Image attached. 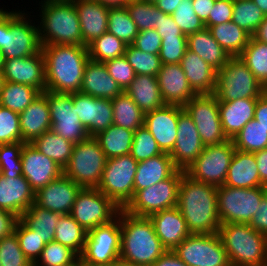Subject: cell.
Masks as SVG:
<instances>
[{
	"instance_id": "1",
	"label": "cell",
	"mask_w": 267,
	"mask_h": 266,
	"mask_svg": "<svg viewBox=\"0 0 267 266\" xmlns=\"http://www.w3.org/2000/svg\"><path fill=\"white\" fill-rule=\"evenodd\" d=\"M177 208L191 234L219 232L217 186L197 181L184 172L178 189Z\"/></svg>"
},
{
	"instance_id": "2",
	"label": "cell",
	"mask_w": 267,
	"mask_h": 266,
	"mask_svg": "<svg viewBox=\"0 0 267 266\" xmlns=\"http://www.w3.org/2000/svg\"><path fill=\"white\" fill-rule=\"evenodd\" d=\"M46 90L57 93L80 92L88 47L83 45H44Z\"/></svg>"
},
{
	"instance_id": "3",
	"label": "cell",
	"mask_w": 267,
	"mask_h": 266,
	"mask_svg": "<svg viewBox=\"0 0 267 266\" xmlns=\"http://www.w3.org/2000/svg\"><path fill=\"white\" fill-rule=\"evenodd\" d=\"M120 259L132 266H151L167 249L155 233L149 217L128 214L120 209Z\"/></svg>"
},
{
	"instance_id": "4",
	"label": "cell",
	"mask_w": 267,
	"mask_h": 266,
	"mask_svg": "<svg viewBox=\"0 0 267 266\" xmlns=\"http://www.w3.org/2000/svg\"><path fill=\"white\" fill-rule=\"evenodd\" d=\"M40 25L41 45H82L81 26L72 0H43Z\"/></svg>"
},
{
	"instance_id": "5",
	"label": "cell",
	"mask_w": 267,
	"mask_h": 266,
	"mask_svg": "<svg viewBox=\"0 0 267 266\" xmlns=\"http://www.w3.org/2000/svg\"><path fill=\"white\" fill-rule=\"evenodd\" d=\"M218 234L232 266H267V236L249 224H221Z\"/></svg>"
},
{
	"instance_id": "6",
	"label": "cell",
	"mask_w": 267,
	"mask_h": 266,
	"mask_svg": "<svg viewBox=\"0 0 267 266\" xmlns=\"http://www.w3.org/2000/svg\"><path fill=\"white\" fill-rule=\"evenodd\" d=\"M24 11L0 12V50L4 59L27 57L42 50L38 26Z\"/></svg>"
},
{
	"instance_id": "7",
	"label": "cell",
	"mask_w": 267,
	"mask_h": 266,
	"mask_svg": "<svg viewBox=\"0 0 267 266\" xmlns=\"http://www.w3.org/2000/svg\"><path fill=\"white\" fill-rule=\"evenodd\" d=\"M265 91L263 85L237 56L230 57L217 71L213 95L219 102H228L237 98L258 99Z\"/></svg>"
},
{
	"instance_id": "8",
	"label": "cell",
	"mask_w": 267,
	"mask_h": 266,
	"mask_svg": "<svg viewBox=\"0 0 267 266\" xmlns=\"http://www.w3.org/2000/svg\"><path fill=\"white\" fill-rule=\"evenodd\" d=\"M107 158L94 137L74 144L63 175L82 188H97L101 182Z\"/></svg>"
},
{
	"instance_id": "9",
	"label": "cell",
	"mask_w": 267,
	"mask_h": 266,
	"mask_svg": "<svg viewBox=\"0 0 267 266\" xmlns=\"http://www.w3.org/2000/svg\"><path fill=\"white\" fill-rule=\"evenodd\" d=\"M138 162L130 155L109 158L97 189L117 207L124 209L134 196Z\"/></svg>"
},
{
	"instance_id": "10",
	"label": "cell",
	"mask_w": 267,
	"mask_h": 266,
	"mask_svg": "<svg viewBox=\"0 0 267 266\" xmlns=\"http://www.w3.org/2000/svg\"><path fill=\"white\" fill-rule=\"evenodd\" d=\"M267 187H217V205L221 224H249L260 205Z\"/></svg>"
},
{
	"instance_id": "11",
	"label": "cell",
	"mask_w": 267,
	"mask_h": 266,
	"mask_svg": "<svg viewBox=\"0 0 267 266\" xmlns=\"http://www.w3.org/2000/svg\"><path fill=\"white\" fill-rule=\"evenodd\" d=\"M184 172L178 169L171 177L138 190L123 210L134 216L149 217L153 213L177 207L178 189Z\"/></svg>"
},
{
	"instance_id": "12",
	"label": "cell",
	"mask_w": 267,
	"mask_h": 266,
	"mask_svg": "<svg viewBox=\"0 0 267 266\" xmlns=\"http://www.w3.org/2000/svg\"><path fill=\"white\" fill-rule=\"evenodd\" d=\"M121 229L120 219L87 231L80 263L85 266H105L120 259Z\"/></svg>"
},
{
	"instance_id": "13",
	"label": "cell",
	"mask_w": 267,
	"mask_h": 266,
	"mask_svg": "<svg viewBox=\"0 0 267 266\" xmlns=\"http://www.w3.org/2000/svg\"><path fill=\"white\" fill-rule=\"evenodd\" d=\"M172 251L187 266H232L218 233L191 234Z\"/></svg>"
},
{
	"instance_id": "14",
	"label": "cell",
	"mask_w": 267,
	"mask_h": 266,
	"mask_svg": "<svg viewBox=\"0 0 267 266\" xmlns=\"http://www.w3.org/2000/svg\"><path fill=\"white\" fill-rule=\"evenodd\" d=\"M235 147L232 140L220 144L207 145L200 156L185 170L191 178L222 186L226 181L227 171L234 156Z\"/></svg>"
},
{
	"instance_id": "15",
	"label": "cell",
	"mask_w": 267,
	"mask_h": 266,
	"mask_svg": "<svg viewBox=\"0 0 267 266\" xmlns=\"http://www.w3.org/2000/svg\"><path fill=\"white\" fill-rule=\"evenodd\" d=\"M120 208L97 188H81L70 215L86 230L110 223Z\"/></svg>"
},
{
	"instance_id": "16",
	"label": "cell",
	"mask_w": 267,
	"mask_h": 266,
	"mask_svg": "<svg viewBox=\"0 0 267 266\" xmlns=\"http://www.w3.org/2000/svg\"><path fill=\"white\" fill-rule=\"evenodd\" d=\"M50 110L51 130L66 140L77 144L86 140L89 133L80 122L73 105V93H57L45 90Z\"/></svg>"
},
{
	"instance_id": "17",
	"label": "cell",
	"mask_w": 267,
	"mask_h": 266,
	"mask_svg": "<svg viewBox=\"0 0 267 266\" xmlns=\"http://www.w3.org/2000/svg\"><path fill=\"white\" fill-rule=\"evenodd\" d=\"M183 108L192 117L205 146L229 140L221 125L219 100L213 94L195 95Z\"/></svg>"
},
{
	"instance_id": "18",
	"label": "cell",
	"mask_w": 267,
	"mask_h": 266,
	"mask_svg": "<svg viewBox=\"0 0 267 266\" xmlns=\"http://www.w3.org/2000/svg\"><path fill=\"white\" fill-rule=\"evenodd\" d=\"M204 146L192 117L179 106L177 138L169 154L174 165L185 171L200 156Z\"/></svg>"
},
{
	"instance_id": "19",
	"label": "cell",
	"mask_w": 267,
	"mask_h": 266,
	"mask_svg": "<svg viewBox=\"0 0 267 266\" xmlns=\"http://www.w3.org/2000/svg\"><path fill=\"white\" fill-rule=\"evenodd\" d=\"M21 162L22 175L35 193L63 174V168L38 151L32 143L24 144L21 151Z\"/></svg>"
},
{
	"instance_id": "20",
	"label": "cell",
	"mask_w": 267,
	"mask_h": 266,
	"mask_svg": "<svg viewBox=\"0 0 267 266\" xmlns=\"http://www.w3.org/2000/svg\"><path fill=\"white\" fill-rule=\"evenodd\" d=\"M3 80L27 84L41 93L46 90L45 59L42 50L39 53L5 60Z\"/></svg>"
},
{
	"instance_id": "21",
	"label": "cell",
	"mask_w": 267,
	"mask_h": 266,
	"mask_svg": "<svg viewBox=\"0 0 267 266\" xmlns=\"http://www.w3.org/2000/svg\"><path fill=\"white\" fill-rule=\"evenodd\" d=\"M179 105H169L145 113L144 126L150 131L163 153L170 154L177 138Z\"/></svg>"
},
{
	"instance_id": "22",
	"label": "cell",
	"mask_w": 267,
	"mask_h": 266,
	"mask_svg": "<svg viewBox=\"0 0 267 266\" xmlns=\"http://www.w3.org/2000/svg\"><path fill=\"white\" fill-rule=\"evenodd\" d=\"M82 187L63 174L35 193V204L43 209L70 214Z\"/></svg>"
},
{
	"instance_id": "23",
	"label": "cell",
	"mask_w": 267,
	"mask_h": 266,
	"mask_svg": "<svg viewBox=\"0 0 267 266\" xmlns=\"http://www.w3.org/2000/svg\"><path fill=\"white\" fill-rule=\"evenodd\" d=\"M157 80L165 104L184 107L195 95L180 64H162Z\"/></svg>"
},
{
	"instance_id": "24",
	"label": "cell",
	"mask_w": 267,
	"mask_h": 266,
	"mask_svg": "<svg viewBox=\"0 0 267 266\" xmlns=\"http://www.w3.org/2000/svg\"><path fill=\"white\" fill-rule=\"evenodd\" d=\"M35 202V192L21 175L14 178L0 174V209L15 214L18 218Z\"/></svg>"
},
{
	"instance_id": "25",
	"label": "cell",
	"mask_w": 267,
	"mask_h": 266,
	"mask_svg": "<svg viewBox=\"0 0 267 266\" xmlns=\"http://www.w3.org/2000/svg\"><path fill=\"white\" fill-rule=\"evenodd\" d=\"M155 233L167 250H174L186 237L191 235L181 211L171 208L149 216Z\"/></svg>"
},
{
	"instance_id": "26",
	"label": "cell",
	"mask_w": 267,
	"mask_h": 266,
	"mask_svg": "<svg viewBox=\"0 0 267 266\" xmlns=\"http://www.w3.org/2000/svg\"><path fill=\"white\" fill-rule=\"evenodd\" d=\"M78 14L82 45L88 46L107 32L109 8L93 0H72Z\"/></svg>"
},
{
	"instance_id": "27",
	"label": "cell",
	"mask_w": 267,
	"mask_h": 266,
	"mask_svg": "<svg viewBox=\"0 0 267 266\" xmlns=\"http://www.w3.org/2000/svg\"><path fill=\"white\" fill-rule=\"evenodd\" d=\"M123 90L110 76L103 62L89 59L84 70L80 93L112 100Z\"/></svg>"
},
{
	"instance_id": "28",
	"label": "cell",
	"mask_w": 267,
	"mask_h": 266,
	"mask_svg": "<svg viewBox=\"0 0 267 266\" xmlns=\"http://www.w3.org/2000/svg\"><path fill=\"white\" fill-rule=\"evenodd\" d=\"M21 142L32 143L43 133L51 130L50 110L47 97L41 93L21 113H19Z\"/></svg>"
},
{
	"instance_id": "29",
	"label": "cell",
	"mask_w": 267,
	"mask_h": 266,
	"mask_svg": "<svg viewBox=\"0 0 267 266\" xmlns=\"http://www.w3.org/2000/svg\"><path fill=\"white\" fill-rule=\"evenodd\" d=\"M257 99H234L219 102L221 125L226 137L232 140L254 118Z\"/></svg>"
},
{
	"instance_id": "30",
	"label": "cell",
	"mask_w": 267,
	"mask_h": 266,
	"mask_svg": "<svg viewBox=\"0 0 267 266\" xmlns=\"http://www.w3.org/2000/svg\"><path fill=\"white\" fill-rule=\"evenodd\" d=\"M180 65L185 76L197 94H213L217 71L206 63L198 54L187 49Z\"/></svg>"
},
{
	"instance_id": "31",
	"label": "cell",
	"mask_w": 267,
	"mask_h": 266,
	"mask_svg": "<svg viewBox=\"0 0 267 266\" xmlns=\"http://www.w3.org/2000/svg\"><path fill=\"white\" fill-rule=\"evenodd\" d=\"M224 185L237 188L265 187L260 182L254 153L235 149Z\"/></svg>"
},
{
	"instance_id": "32",
	"label": "cell",
	"mask_w": 267,
	"mask_h": 266,
	"mask_svg": "<svg viewBox=\"0 0 267 266\" xmlns=\"http://www.w3.org/2000/svg\"><path fill=\"white\" fill-rule=\"evenodd\" d=\"M178 168L168 153L159 154L138 162L134 177V194L141 189L150 187L171 177Z\"/></svg>"
},
{
	"instance_id": "33",
	"label": "cell",
	"mask_w": 267,
	"mask_h": 266,
	"mask_svg": "<svg viewBox=\"0 0 267 266\" xmlns=\"http://www.w3.org/2000/svg\"><path fill=\"white\" fill-rule=\"evenodd\" d=\"M187 45L188 50L198 54L216 71H219L230 58L213 38L208 28L187 35Z\"/></svg>"
},
{
	"instance_id": "34",
	"label": "cell",
	"mask_w": 267,
	"mask_h": 266,
	"mask_svg": "<svg viewBox=\"0 0 267 266\" xmlns=\"http://www.w3.org/2000/svg\"><path fill=\"white\" fill-rule=\"evenodd\" d=\"M125 92L145 113L165 105L157 80V76L136 75L134 80L125 89Z\"/></svg>"
},
{
	"instance_id": "35",
	"label": "cell",
	"mask_w": 267,
	"mask_h": 266,
	"mask_svg": "<svg viewBox=\"0 0 267 266\" xmlns=\"http://www.w3.org/2000/svg\"><path fill=\"white\" fill-rule=\"evenodd\" d=\"M213 38L230 57L239 56L251 38V35L233 21L209 26Z\"/></svg>"
},
{
	"instance_id": "36",
	"label": "cell",
	"mask_w": 267,
	"mask_h": 266,
	"mask_svg": "<svg viewBox=\"0 0 267 266\" xmlns=\"http://www.w3.org/2000/svg\"><path fill=\"white\" fill-rule=\"evenodd\" d=\"M134 132L112 124L94 136L107 159L130 154Z\"/></svg>"
},
{
	"instance_id": "37",
	"label": "cell",
	"mask_w": 267,
	"mask_h": 266,
	"mask_svg": "<svg viewBox=\"0 0 267 266\" xmlns=\"http://www.w3.org/2000/svg\"><path fill=\"white\" fill-rule=\"evenodd\" d=\"M61 213L53 212L35 203L25 211L20 219L43 239L45 244L54 240L55 228L61 217Z\"/></svg>"
},
{
	"instance_id": "38",
	"label": "cell",
	"mask_w": 267,
	"mask_h": 266,
	"mask_svg": "<svg viewBox=\"0 0 267 266\" xmlns=\"http://www.w3.org/2000/svg\"><path fill=\"white\" fill-rule=\"evenodd\" d=\"M111 102L113 106L114 125L132 131H136L144 125V112L125 91L113 98Z\"/></svg>"
},
{
	"instance_id": "39",
	"label": "cell",
	"mask_w": 267,
	"mask_h": 266,
	"mask_svg": "<svg viewBox=\"0 0 267 266\" xmlns=\"http://www.w3.org/2000/svg\"><path fill=\"white\" fill-rule=\"evenodd\" d=\"M41 92L27 84L4 81L0 89V105L14 112H23Z\"/></svg>"
},
{
	"instance_id": "40",
	"label": "cell",
	"mask_w": 267,
	"mask_h": 266,
	"mask_svg": "<svg viewBox=\"0 0 267 266\" xmlns=\"http://www.w3.org/2000/svg\"><path fill=\"white\" fill-rule=\"evenodd\" d=\"M32 145L42 154L54 160L61 168L70 160L74 146L72 142L52 130H48L36 138Z\"/></svg>"
},
{
	"instance_id": "41",
	"label": "cell",
	"mask_w": 267,
	"mask_h": 266,
	"mask_svg": "<svg viewBox=\"0 0 267 266\" xmlns=\"http://www.w3.org/2000/svg\"><path fill=\"white\" fill-rule=\"evenodd\" d=\"M87 231L70 215H61L56 228L54 241L61 243L79 256L83 253Z\"/></svg>"
},
{
	"instance_id": "42",
	"label": "cell",
	"mask_w": 267,
	"mask_h": 266,
	"mask_svg": "<svg viewBox=\"0 0 267 266\" xmlns=\"http://www.w3.org/2000/svg\"><path fill=\"white\" fill-rule=\"evenodd\" d=\"M239 57L267 90V44L251 36Z\"/></svg>"
},
{
	"instance_id": "43",
	"label": "cell",
	"mask_w": 267,
	"mask_h": 266,
	"mask_svg": "<svg viewBox=\"0 0 267 266\" xmlns=\"http://www.w3.org/2000/svg\"><path fill=\"white\" fill-rule=\"evenodd\" d=\"M236 150L255 153L267 148V132L254 118L232 139Z\"/></svg>"
},
{
	"instance_id": "44",
	"label": "cell",
	"mask_w": 267,
	"mask_h": 266,
	"mask_svg": "<svg viewBox=\"0 0 267 266\" xmlns=\"http://www.w3.org/2000/svg\"><path fill=\"white\" fill-rule=\"evenodd\" d=\"M107 32L115 35L126 45L133 44L139 30L132 20L126 6L109 9Z\"/></svg>"
},
{
	"instance_id": "45",
	"label": "cell",
	"mask_w": 267,
	"mask_h": 266,
	"mask_svg": "<svg viewBox=\"0 0 267 266\" xmlns=\"http://www.w3.org/2000/svg\"><path fill=\"white\" fill-rule=\"evenodd\" d=\"M89 58L97 62H106L125 54L127 45L108 32L96 38L88 46Z\"/></svg>"
},
{
	"instance_id": "46",
	"label": "cell",
	"mask_w": 267,
	"mask_h": 266,
	"mask_svg": "<svg viewBox=\"0 0 267 266\" xmlns=\"http://www.w3.org/2000/svg\"><path fill=\"white\" fill-rule=\"evenodd\" d=\"M80 256L57 241L45 245L33 266H77Z\"/></svg>"
},
{
	"instance_id": "47",
	"label": "cell",
	"mask_w": 267,
	"mask_h": 266,
	"mask_svg": "<svg viewBox=\"0 0 267 266\" xmlns=\"http://www.w3.org/2000/svg\"><path fill=\"white\" fill-rule=\"evenodd\" d=\"M265 18L252 0H234L232 21L251 36Z\"/></svg>"
},
{
	"instance_id": "48",
	"label": "cell",
	"mask_w": 267,
	"mask_h": 266,
	"mask_svg": "<svg viewBox=\"0 0 267 266\" xmlns=\"http://www.w3.org/2000/svg\"><path fill=\"white\" fill-rule=\"evenodd\" d=\"M126 8L139 31L158 28L162 11L156 7L154 2L130 0Z\"/></svg>"
},
{
	"instance_id": "49",
	"label": "cell",
	"mask_w": 267,
	"mask_h": 266,
	"mask_svg": "<svg viewBox=\"0 0 267 266\" xmlns=\"http://www.w3.org/2000/svg\"><path fill=\"white\" fill-rule=\"evenodd\" d=\"M124 56L134 69L136 75L157 76L162 62L158 54H150L139 50L132 44L127 45Z\"/></svg>"
},
{
	"instance_id": "50",
	"label": "cell",
	"mask_w": 267,
	"mask_h": 266,
	"mask_svg": "<svg viewBox=\"0 0 267 266\" xmlns=\"http://www.w3.org/2000/svg\"><path fill=\"white\" fill-rule=\"evenodd\" d=\"M14 233L22 252L34 264L46 245L43 239L37 234V231L30 229L20 218L15 225Z\"/></svg>"
},
{
	"instance_id": "51",
	"label": "cell",
	"mask_w": 267,
	"mask_h": 266,
	"mask_svg": "<svg viewBox=\"0 0 267 266\" xmlns=\"http://www.w3.org/2000/svg\"><path fill=\"white\" fill-rule=\"evenodd\" d=\"M25 142L0 144V174L4 177L22 175L21 151Z\"/></svg>"
},
{
	"instance_id": "52",
	"label": "cell",
	"mask_w": 267,
	"mask_h": 266,
	"mask_svg": "<svg viewBox=\"0 0 267 266\" xmlns=\"http://www.w3.org/2000/svg\"><path fill=\"white\" fill-rule=\"evenodd\" d=\"M163 154L157 141L150 131L143 125L134 132V139L130 155L137 161H144L151 157Z\"/></svg>"
},
{
	"instance_id": "53",
	"label": "cell",
	"mask_w": 267,
	"mask_h": 266,
	"mask_svg": "<svg viewBox=\"0 0 267 266\" xmlns=\"http://www.w3.org/2000/svg\"><path fill=\"white\" fill-rule=\"evenodd\" d=\"M172 17L185 35L196 33L205 28V24L199 19L193 9L192 0H180Z\"/></svg>"
},
{
	"instance_id": "54",
	"label": "cell",
	"mask_w": 267,
	"mask_h": 266,
	"mask_svg": "<svg viewBox=\"0 0 267 266\" xmlns=\"http://www.w3.org/2000/svg\"><path fill=\"white\" fill-rule=\"evenodd\" d=\"M1 266H33L22 252L15 233L0 240Z\"/></svg>"
},
{
	"instance_id": "55",
	"label": "cell",
	"mask_w": 267,
	"mask_h": 266,
	"mask_svg": "<svg viewBox=\"0 0 267 266\" xmlns=\"http://www.w3.org/2000/svg\"><path fill=\"white\" fill-rule=\"evenodd\" d=\"M113 117L111 100L93 97L89 137H94L111 126L113 124Z\"/></svg>"
},
{
	"instance_id": "56",
	"label": "cell",
	"mask_w": 267,
	"mask_h": 266,
	"mask_svg": "<svg viewBox=\"0 0 267 266\" xmlns=\"http://www.w3.org/2000/svg\"><path fill=\"white\" fill-rule=\"evenodd\" d=\"M21 142L19 113L0 105V144Z\"/></svg>"
},
{
	"instance_id": "57",
	"label": "cell",
	"mask_w": 267,
	"mask_h": 266,
	"mask_svg": "<svg viewBox=\"0 0 267 266\" xmlns=\"http://www.w3.org/2000/svg\"><path fill=\"white\" fill-rule=\"evenodd\" d=\"M187 49V37L162 38L159 53L162 64H180Z\"/></svg>"
},
{
	"instance_id": "58",
	"label": "cell",
	"mask_w": 267,
	"mask_h": 266,
	"mask_svg": "<svg viewBox=\"0 0 267 266\" xmlns=\"http://www.w3.org/2000/svg\"><path fill=\"white\" fill-rule=\"evenodd\" d=\"M110 76L118 83L123 91L136 77L134 69L128 63L127 58L121 57L104 62Z\"/></svg>"
},
{
	"instance_id": "59",
	"label": "cell",
	"mask_w": 267,
	"mask_h": 266,
	"mask_svg": "<svg viewBox=\"0 0 267 266\" xmlns=\"http://www.w3.org/2000/svg\"><path fill=\"white\" fill-rule=\"evenodd\" d=\"M161 43L162 38L156 29H150L139 31L132 45L143 52L159 55Z\"/></svg>"
},
{
	"instance_id": "60",
	"label": "cell",
	"mask_w": 267,
	"mask_h": 266,
	"mask_svg": "<svg viewBox=\"0 0 267 266\" xmlns=\"http://www.w3.org/2000/svg\"><path fill=\"white\" fill-rule=\"evenodd\" d=\"M234 0H215L205 28L232 21Z\"/></svg>"
},
{
	"instance_id": "61",
	"label": "cell",
	"mask_w": 267,
	"mask_h": 266,
	"mask_svg": "<svg viewBox=\"0 0 267 266\" xmlns=\"http://www.w3.org/2000/svg\"><path fill=\"white\" fill-rule=\"evenodd\" d=\"M93 96L85 95L80 92L73 93V105L80 122L91 132V112H92Z\"/></svg>"
},
{
	"instance_id": "62",
	"label": "cell",
	"mask_w": 267,
	"mask_h": 266,
	"mask_svg": "<svg viewBox=\"0 0 267 266\" xmlns=\"http://www.w3.org/2000/svg\"><path fill=\"white\" fill-rule=\"evenodd\" d=\"M157 33L161 38H171V37H187L183 34L179 26L175 23L172 15H168L162 12L160 20L158 21V28H156Z\"/></svg>"
},
{
	"instance_id": "63",
	"label": "cell",
	"mask_w": 267,
	"mask_h": 266,
	"mask_svg": "<svg viewBox=\"0 0 267 266\" xmlns=\"http://www.w3.org/2000/svg\"><path fill=\"white\" fill-rule=\"evenodd\" d=\"M249 225L256 231L267 236V193L263 196Z\"/></svg>"
},
{
	"instance_id": "64",
	"label": "cell",
	"mask_w": 267,
	"mask_h": 266,
	"mask_svg": "<svg viewBox=\"0 0 267 266\" xmlns=\"http://www.w3.org/2000/svg\"><path fill=\"white\" fill-rule=\"evenodd\" d=\"M18 219L15 214L0 209V240L14 233Z\"/></svg>"
},
{
	"instance_id": "65",
	"label": "cell",
	"mask_w": 267,
	"mask_h": 266,
	"mask_svg": "<svg viewBox=\"0 0 267 266\" xmlns=\"http://www.w3.org/2000/svg\"><path fill=\"white\" fill-rule=\"evenodd\" d=\"M254 119L267 132V90L257 99Z\"/></svg>"
},
{
	"instance_id": "66",
	"label": "cell",
	"mask_w": 267,
	"mask_h": 266,
	"mask_svg": "<svg viewBox=\"0 0 267 266\" xmlns=\"http://www.w3.org/2000/svg\"><path fill=\"white\" fill-rule=\"evenodd\" d=\"M193 9L199 19L205 23L214 7L215 0H192Z\"/></svg>"
},
{
	"instance_id": "67",
	"label": "cell",
	"mask_w": 267,
	"mask_h": 266,
	"mask_svg": "<svg viewBox=\"0 0 267 266\" xmlns=\"http://www.w3.org/2000/svg\"><path fill=\"white\" fill-rule=\"evenodd\" d=\"M257 168L260 176V182L267 187V148L254 153Z\"/></svg>"
},
{
	"instance_id": "68",
	"label": "cell",
	"mask_w": 267,
	"mask_h": 266,
	"mask_svg": "<svg viewBox=\"0 0 267 266\" xmlns=\"http://www.w3.org/2000/svg\"><path fill=\"white\" fill-rule=\"evenodd\" d=\"M151 266H187L172 250H167Z\"/></svg>"
},
{
	"instance_id": "69",
	"label": "cell",
	"mask_w": 267,
	"mask_h": 266,
	"mask_svg": "<svg viewBox=\"0 0 267 266\" xmlns=\"http://www.w3.org/2000/svg\"><path fill=\"white\" fill-rule=\"evenodd\" d=\"M179 3L180 0H156L154 2V4L159 10L168 15L173 14Z\"/></svg>"
},
{
	"instance_id": "70",
	"label": "cell",
	"mask_w": 267,
	"mask_h": 266,
	"mask_svg": "<svg viewBox=\"0 0 267 266\" xmlns=\"http://www.w3.org/2000/svg\"><path fill=\"white\" fill-rule=\"evenodd\" d=\"M252 37L262 43L267 44V16L256 29Z\"/></svg>"
},
{
	"instance_id": "71",
	"label": "cell",
	"mask_w": 267,
	"mask_h": 266,
	"mask_svg": "<svg viewBox=\"0 0 267 266\" xmlns=\"http://www.w3.org/2000/svg\"><path fill=\"white\" fill-rule=\"evenodd\" d=\"M96 2L101 3L104 6L110 8H121L125 7L126 4L129 2L128 0H93Z\"/></svg>"
},
{
	"instance_id": "72",
	"label": "cell",
	"mask_w": 267,
	"mask_h": 266,
	"mask_svg": "<svg viewBox=\"0 0 267 266\" xmlns=\"http://www.w3.org/2000/svg\"><path fill=\"white\" fill-rule=\"evenodd\" d=\"M264 13L265 16H267V0H252Z\"/></svg>"
},
{
	"instance_id": "73",
	"label": "cell",
	"mask_w": 267,
	"mask_h": 266,
	"mask_svg": "<svg viewBox=\"0 0 267 266\" xmlns=\"http://www.w3.org/2000/svg\"><path fill=\"white\" fill-rule=\"evenodd\" d=\"M105 266H132V265L128 264L124 260L118 259L114 262H111V263L105 265Z\"/></svg>"
},
{
	"instance_id": "74",
	"label": "cell",
	"mask_w": 267,
	"mask_h": 266,
	"mask_svg": "<svg viewBox=\"0 0 267 266\" xmlns=\"http://www.w3.org/2000/svg\"><path fill=\"white\" fill-rule=\"evenodd\" d=\"M4 63H5V59L3 56V52H2V50H0V69L1 70H3V68H4Z\"/></svg>"
},
{
	"instance_id": "75",
	"label": "cell",
	"mask_w": 267,
	"mask_h": 266,
	"mask_svg": "<svg viewBox=\"0 0 267 266\" xmlns=\"http://www.w3.org/2000/svg\"><path fill=\"white\" fill-rule=\"evenodd\" d=\"M3 82H4V80H3V71L0 69V89H1V87L3 85Z\"/></svg>"
},
{
	"instance_id": "76",
	"label": "cell",
	"mask_w": 267,
	"mask_h": 266,
	"mask_svg": "<svg viewBox=\"0 0 267 266\" xmlns=\"http://www.w3.org/2000/svg\"><path fill=\"white\" fill-rule=\"evenodd\" d=\"M142 1L155 2L156 0H142Z\"/></svg>"
},
{
	"instance_id": "77",
	"label": "cell",
	"mask_w": 267,
	"mask_h": 266,
	"mask_svg": "<svg viewBox=\"0 0 267 266\" xmlns=\"http://www.w3.org/2000/svg\"><path fill=\"white\" fill-rule=\"evenodd\" d=\"M78 266H85V265L79 262V263H78Z\"/></svg>"
}]
</instances>
